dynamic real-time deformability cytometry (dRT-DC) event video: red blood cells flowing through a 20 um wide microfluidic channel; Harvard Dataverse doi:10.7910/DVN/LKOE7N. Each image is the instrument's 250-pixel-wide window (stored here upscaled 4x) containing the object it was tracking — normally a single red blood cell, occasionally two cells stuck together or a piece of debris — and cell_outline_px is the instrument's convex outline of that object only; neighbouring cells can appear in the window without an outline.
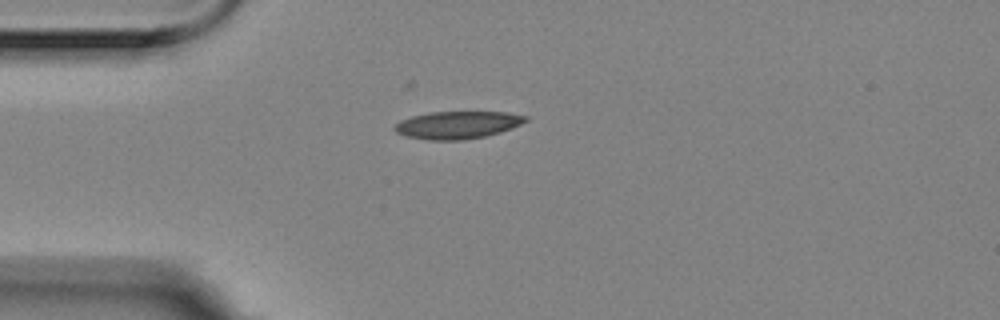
{"species": "Egyptian fruit bat (a non-hibernating species)", "species_latin": "Rousettus aegyptiacus", "temperature_condition": "room temperature", "stored_images_in_passage": 7, "camera_frame_rate_fps": 3000, "um_per_image_px": 0.085, "animal": {"sex": "female"}, "frame": {"image": 1, "passage_image": 1, "time_ms": 0.0, "image_size_px": [1000, 320], "cell_outline_px": [[528, 120], [512, 128], [500, 132], [484, 136], [460, 140], [428, 140], [408, 136], [396, 132], [392, 128], [400, 120], [412, 116], [428, 112], [508, 112], [528, 116]], "centroid_in_image_um": [38.89, 10.61], "position_along_channel_um": 46.1, "area_um2": 20.92}}
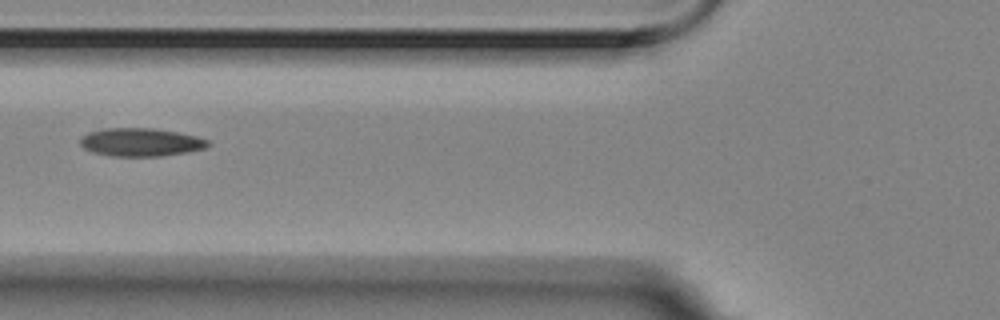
{"frame": {"image": 2, "passage_image": 3, "time_ms": 0.667, "image_size_px": [1000, 320], "cell_outline_px": [[212, 144], [204, 148], [188, 152], [160, 156], [112, 156], [92, 152], [84, 148], [80, 144], [80, 136], [88, 132], [104, 128], [152, 128], [176, 132], [196, 136], [208, 140]], "centroid_in_image_um": [11.94, 12.08], "position_along_channel_um": 113.9, "area_um2": 21.04}}
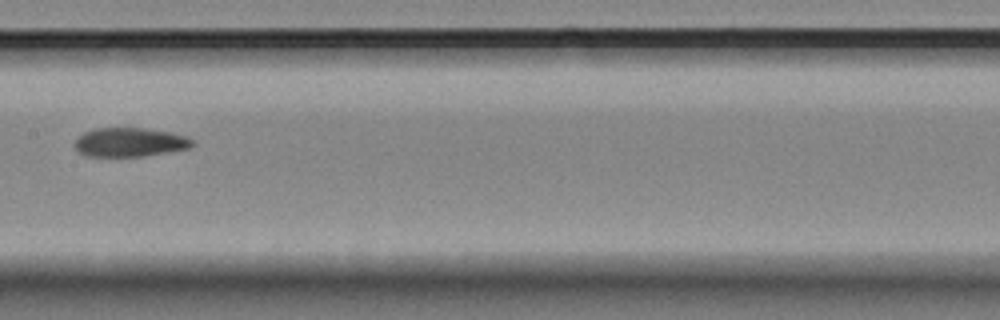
{"frame": {"image": 3, "passage_image": 5, "time_ms": 1.333, "image_size_px": [1000, 320], "cell_outline_px": [[196, 144], [188, 148], [144, 156], [88, 156], [80, 152], [72, 144], [84, 132], [96, 128], [144, 128], [172, 132], [188, 136]], "centroid_in_image_um": [11.06, 12.08], "position_along_channel_um": 196.3, "area_um2": 19.83}}